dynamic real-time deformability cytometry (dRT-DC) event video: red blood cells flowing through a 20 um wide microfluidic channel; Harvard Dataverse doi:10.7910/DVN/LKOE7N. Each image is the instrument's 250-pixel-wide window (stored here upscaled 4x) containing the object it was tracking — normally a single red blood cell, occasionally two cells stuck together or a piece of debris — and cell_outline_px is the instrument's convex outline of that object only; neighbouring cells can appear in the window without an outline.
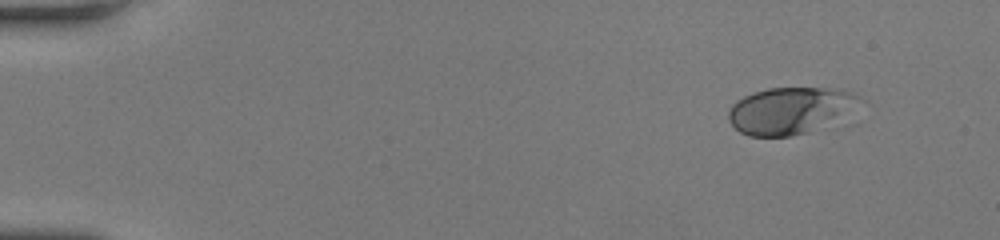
{"species": "human", "species_latin": "Homo sapiens", "temperature_condition": "room temperature", "stored_images_in_passage": 49, "camera_frame_rate_fps": 3000, "um_per_image_px": 0.085, "donor": {"sex": "female"}, "frame": {"image": 1, "passage_image": 1, "time_ms": 0.0, "image_size_px": [1000, 240], "cell_outline_px": [[856, 96], [832, 116], [808, 132], [788, 136], [748, 136], [740, 132], [728, 120], [728, 112], [732, 104], [736, 100], [752, 92], [768, 88], [820, 88], [848, 92]], "centroid_in_image_um": [66.77, 9.39], "position_along_channel_um": 18.2, "area_um2": 32.95}}
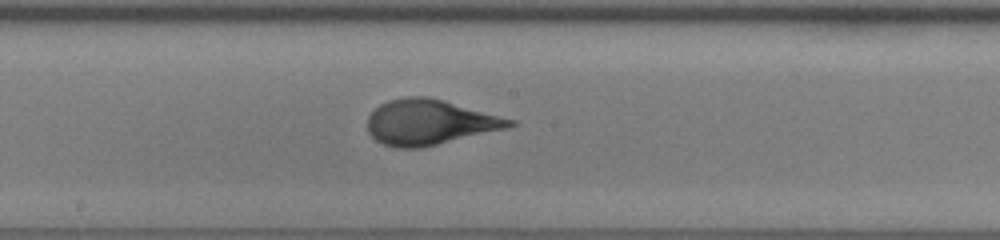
{"frame": {"image": 2, "passage_image": 27, "time_ms": 8.667, "image_size_px": [1000, 240], "cell_outline_px": [[516, 124], [508, 128], [420, 148], [396, 148], [384, 144], [376, 140], [368, 132], [368, 116], [380, 104], [388, 100], [408, 96], [428, 96], [444, 100], [516, 120]], "centroid_in_image_um": [36.52, 10.38], "position_along_channel_um": 211.7, "area_um2": 37.4}}
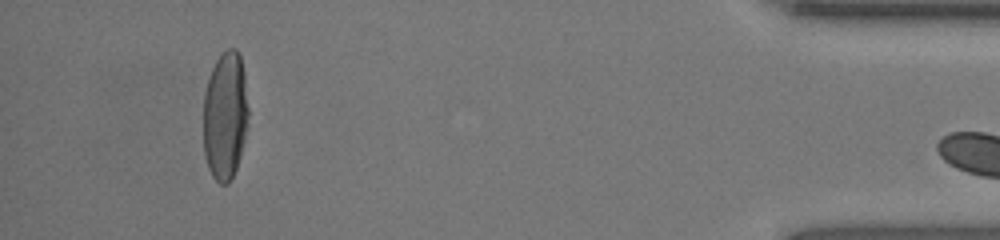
{"frame": {"image": 3, "passage_image": 48, "time_ms": 15.667, "image_size_px": [1000, 240], "cell_outline_px": [[248, 124], [240, 156], [236, 168], [228, 184], [220, 184], [212, 176], [208, 168], [204, 152], [204, 92], [212, 68], [216, 60], [228, 48], [236, 48], [240, 56], [244, 72], [248, 108]], "centroid_in_image_um": [19.14, 9.84], "position_along_channel_um": 416.1, "area_um2": 33.7}}